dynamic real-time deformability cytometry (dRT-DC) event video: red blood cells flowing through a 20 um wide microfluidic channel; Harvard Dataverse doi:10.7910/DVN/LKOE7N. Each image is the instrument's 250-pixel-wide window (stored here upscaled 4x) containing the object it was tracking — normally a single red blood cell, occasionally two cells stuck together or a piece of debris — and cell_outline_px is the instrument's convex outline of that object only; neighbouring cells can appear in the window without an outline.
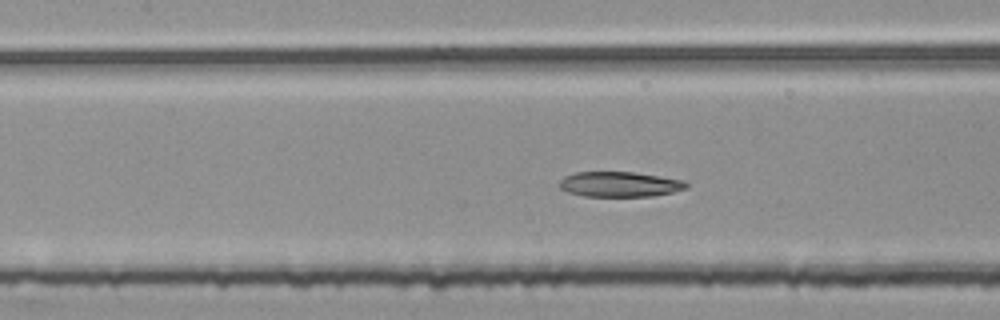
{"species": "common noctule bat (a hibernating species)", "species_latin": "Nyctalus noctula", "temperature_condition": "room temperature", "stored_images_in_passage": 52, "camera_frame_rate_fps": 3000, "um_per_image_px": 0.085, "animal": {"sex": "female", "body_mass_g": 25.1}, "frame": {"image": 1, "passage_image": 24, "time_ms": 7.667, "image_size_px": [1000, 320], "cell_outline_px": [[688, 188], [672, 192], [652, 196], [584, 196], [568, 192], [560, 188], [556, 184], [564, 176], [576, 172], [636, 172], [684, 180], [688, 184]], "centroid_in_image_um": [52.66, 15.66], "position_along_channel_um": 154.7, "area_um2": 18.73}}
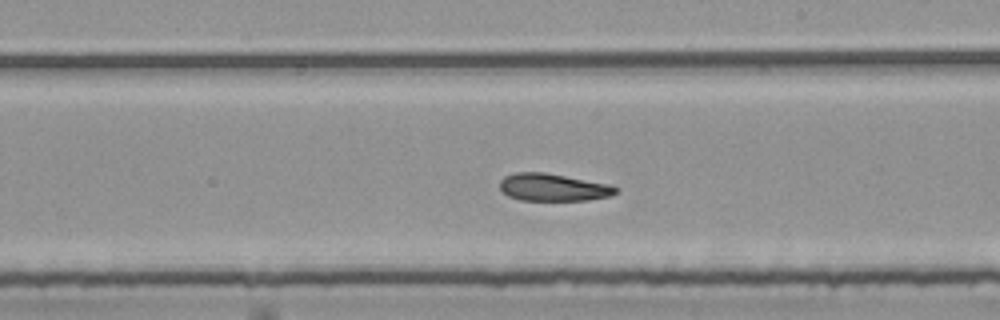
{"frame": {"image": 2, "passage_image": 31, "time_ms": 10.0, "image_size_px": [1000, 320], "cell_outline_px": [[620, 192], [612, 196], [588, 200], [520, 200], [508, 196], [500, 188], [500, 180], [504, 176], [516, 172], [544, 172], [608, 184], [620, 188]], "centroid_in_image_um": [47.05, 15.93], "position_along_channel_um": 242.0, "area_um2": 18.61}}
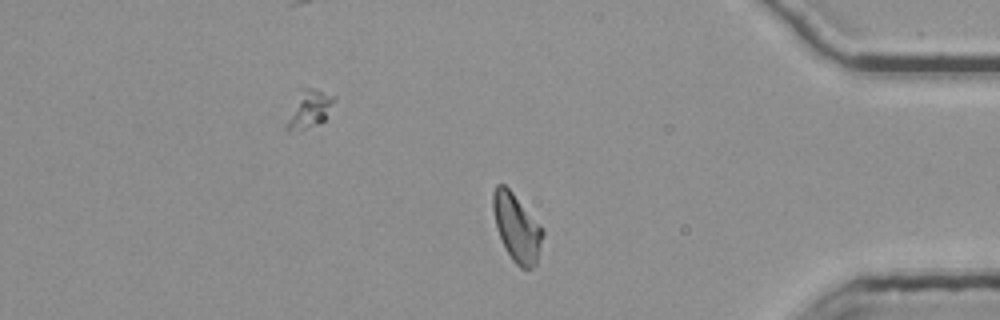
{"frame": {"image": 3, "passage_image": 45, "time_ms": 14.667, "image_size_px": [1000, 320], "cell_outline_px": [[544, 236], [536, 264], [532, 268], [520, 268], [512, 260], [496, 228], [492, 208], [492, 192], [496, 184], [504, 184], [512, 192], [540, 224], [544, 232]], "centroid_in_image_um": [43.92, 19.34], "position_along_channel_um": 391.3, "area_um2": 19.54}, "authors_computed_cell_mechanics": {"area_um2": 19.5364, "velocity_mm_per_s": 3.7629, "shape_relaxation_time_tau1_ms": null, "shape_relaxation_time_tau2_ms": 2.7415, "deformation_change_tau1": null, "deformation_change_tau2": 0.092}}